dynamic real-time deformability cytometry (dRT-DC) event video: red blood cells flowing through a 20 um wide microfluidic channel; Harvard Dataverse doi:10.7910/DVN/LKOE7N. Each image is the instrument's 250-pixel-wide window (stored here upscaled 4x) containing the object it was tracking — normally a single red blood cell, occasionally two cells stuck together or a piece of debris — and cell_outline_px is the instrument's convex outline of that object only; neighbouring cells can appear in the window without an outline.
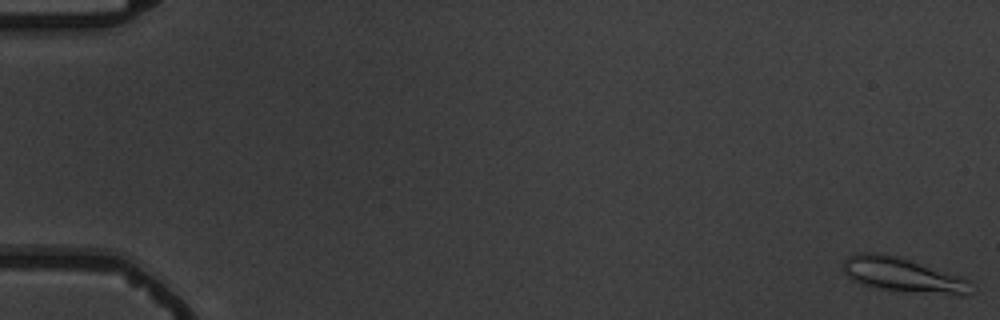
{"species": "common noctule bat (a hibernating species)", "species_latin": "Nyctalus noctula", "temperature_condition": "warm", "stored_images_in_passage": 5, "camera_frame_rate_fps": 3000, "um_per_image_px": 0.085, "animal": {"sex": "male", "body_mass_g": 19.5, "forearm_length_mm": 54.6}, "frame": {"image": 1, "passage_image": 1, "time_ms": 0.0, "image_size_px": [1000, 320], "cell_outline_px": [[968, 296], [960, 296], [872, 288], [860, 284], [848, 276], [840, 268], [844, 260], [848, 256], [856, 252], [876, 252], [896, 256], [968, 280]], "centroid_in_image_um": [76.6, 23.37], "position_along_channel_um": 8.4, "area_um2": 25.26}}